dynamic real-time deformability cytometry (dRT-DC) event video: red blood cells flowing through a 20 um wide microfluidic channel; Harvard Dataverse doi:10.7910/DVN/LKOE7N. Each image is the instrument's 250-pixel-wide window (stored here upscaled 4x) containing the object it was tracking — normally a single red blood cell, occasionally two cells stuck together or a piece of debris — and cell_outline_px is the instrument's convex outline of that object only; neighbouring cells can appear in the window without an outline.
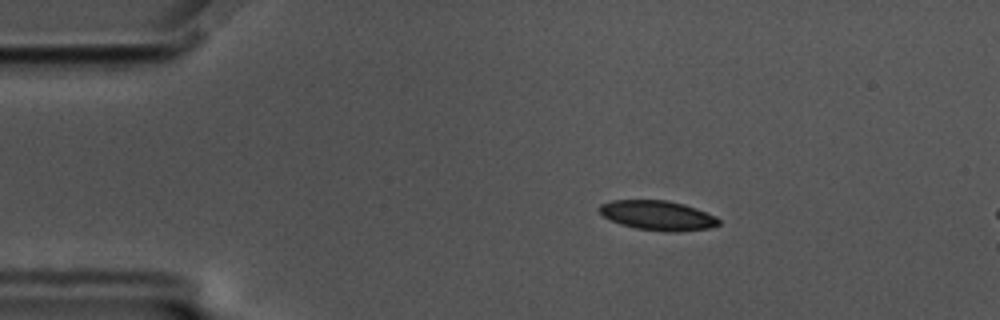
{"species": "common noctule bat (a hibernating species)", "species_latin": "Nyctalus noctula", "temperature_condition": "cold", "stored_images_in_passage": 17, "camera_frame_rate_fps": 3000, "um_per_image_px": 0.085, "animal": {"sex": "male", "body_mass_g": 17.5, "forearm_length_mm": 52.3}, "frame": {"image": 1, "passage_image": 10, "time_ms": 3.0, "image_size_px": [1000, 320], "cell_outline_px": [[720, 224], [708, 228], [676, 232], [664, 232], [636, 228], [620, 224], [604, 216], [596, 208], [600, 204], [612, 200], [668, 200], [684, 204], [696, 208], [716, 216], [720, 220]], "centroid_in_image_um": [55.9, 18.31], "position_along_channel_um": 29.1, "area_um2": 20.69}}